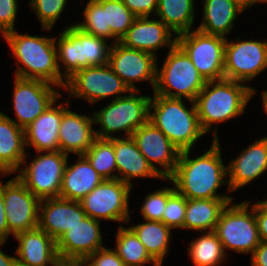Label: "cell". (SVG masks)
Returning a JSON list of instances; mask_svg holds the SVG:
<instances>
[{"mask_svg": "<svg viewBox=\"0 0 267 266\" xmlns=\"http://www.w3.org/2000/svg\"><path fill=\"white\" fill-rule=\"evenodd\" d=\"M214 130L210 149L195 159H189L190 150L181 151L173 174L166 179L171 180L175 190L186 199L232 198L216 194L224 184L227 167L223 164L219 138Z\"/></svg>", "mask_w": 267, "mask_h": 266, "instance_id": "obj_1", "label": "cell"}, {"mask_svg": "<svg viewBox=\"0 0 267 266\" xmlns=\"http://www.w3.org/2000/svg\"><path fill=\"white\" fill-rule=\"evenodd\" d=\"M9 44L18 67L15 77L48 82L52 85L65 87L66 82L60 71L57 60V38L22 35L15 30L3 35Z\"/></svg>", "mask_w": 267, "mask_h": 266, "instance_id": "obj_2", "label": "cell"}, {"mask_svg": "<svg viewBox=\"0 0 267 266\" xmlns=\"http://www.w3.org/2000/svg\"><path fill=\"white\" fill-rule=\"evenodd\" d=\"M241 84L225 78L206 82L194 101L205 133L210 132L213 123H222L244 113L255 89Z\"/></svg>", "mask_w": 267, "mask_h": 266, "instance_id": "obj_3", "label": "cell"}, {"mask_svg": "<svg viewBox=\"0 0 267 266\" xmlns=\"http://www.w3.org/2000/svg\"><path fill=\"white\" fill-rule=\"evenodd\" d=\"M188 110L182 98L154 94L149 106V121L161 130L180 151L191 150L205 134L201 128L195 102ZM154 110L152 113L151 110Z\"/></svg>", "mask_w": 267, "mask_h": 266, "instance_id": "obj_4", "label": "cell"}, {"mask_svg": "<svg viewBox=\"0 0 267 266\" xmlns=\"http://www.w3.org/2000/svg\"><path fill=\"white\" fill-rule=\"evenodd\" d=\"M206 82L187 53L176 43L170 48L160 72L157 66L154 94L170 98L184 96L192 102ZM172 89L176 92H171Z\"/></svg>", "mask_w": 267, "mask_h": 266, "instance_id": "obj_5", "label": "cell"}, {"mask_svg": "<svg viewBox=\"0 0 267 266\" xmlns=\"http://www.w3.org/2000/svg\"><path fill=\"white\" fill-rule=\"evenodd\" d=\"M139 91H130L127 96L116 98L100 112H94V123L101 125L100 131L95 130L96 138L111 139L115 131L125 132V137H132L133 133L149 121V106L151 97L136 96Z\"/></svg>", "mask_w": 267, "mask_h": 266, "instance_id": "obj_6", "label": "cell"}, {"mask_svg": "<svg viewBox=\"0 0 267 266\" xmlns=\"http://www.w3.org/2000/svg\"><path fill=\"white\" fill-rule=\"evenodd\" d=\"M249 202L225 207L217 222L214 233L225 248L239 253H252L260 244L254 205L248 211Z\"/></svg>", "mask_w": 267, "mask_h": 266, "instance_id": "obj_7", "label": "cell"}, {"mask_svg": "<svg viewBox=\"0 0 267 266\" xmlns=\"http://www.w3.org/2000/svg\"><path fill=\"white\" fill-rule=\"evenodd\" d=\"M176 40L206 81L224 79L226 37L196 29L176 36Z\"/></svg>", "mask_w": 267, "mask_h": 266, "instance_id": "obj_8", "label": "cell"}, {"mask_svg": "<svg viewBox=\"0 0 267 266\" xmlns=\"http://www.w3.org/2000/svg\"><path fill=\"white\" fill-rule=\"evenodd\" d=\"M68 155L61 151H47L37 155L32 163L19 169L17 177L40 200L60 197L62 178Z\"/></svg>", "mask_w": 267, "mask_h": 266, "instance_id": "obj_9", "label": "cell"}, {"mask_svg": "<svg viewBox=\"0 0 267 266\" xmlns=\"http://www.w3.org/2000/svg\"><path fill=\"white\" fill-rule=\"evenodd\" d=\"M133 185L119 179H105L80 204L88 217L112 221L128 222L129 193Z\"/></svg>", "mask_w": 267, "mask_h": 266, "instance_id": "obj_10", "label": "cell"}, {"mask_svg": "<svg viewBox=\"0 0 267 266\" xmlns=\"http://www.w3.org/2000/svg\"><path fill=\"white\" fill-rule=\"evenodd\" d=\"M66 81L68 96L84 98L92 105L111 95L131 91L108 64L82 68Z\"/></svg>", "mask_w": 267, "mask_h": 266, "instance_id": "obj_11", "label": "cell"}, {"mask_svg": "<svg viewBox=\"0 0 267 266\" xmlns=\"http://www.w3.org/2000/svg\"><path fill=\"white\" fill-rule=\"evenodd\" d=\"M0 189L3 192L9 235L37 228L41 200L17 176L6 184L0 181Z\"/></svg>", "mask_w": 267, "mask_h": 266, "instance_id": "obj_12", "label": "cell"}, {"mask_svg": "<svg viewBox=\"0 0 267 266\" xmlns=\"http://www.w3.org/2000/svg\"><path fill=\"white\" fill-rule=\"evenodd\" d=\"M267 68V41L228 42L224 55V78L247 82Z\"/></svg>", "mask_w": 267, "mask_h": 266, "instance_id": "obj_13", "label": "cell"}, {"mask_svg": "<svg viewBox=\"0 0 267 266\" xmlns=\"http://www.w3.org/2000/svg\"><path fill=\"white\" fill-rule=\"evenodd\" d=\"M13 105L19 127L25 129L53 102L60 97V92L53 89L55 85L34 79L15 77Z\"/></svg>", "mask_w": 267, "mask_h": 266, "instance_id": "obj_14", "label": "cell"}, {"mask_svg": "<svg viewBox=\"0 0 267 266\" xmlns=\"http://www.w3.org/2000/svg\"><path fill=\"white\" fill-rule=\"evenodd\" d=\"M108 65L131 91L139 89L134 82L150 80L155 88L157 60L156 56L137 49H131L119 41L111 45Z\"/></svg>", "mask_w": 267, "mask_h": 266, "instance_id": "obj_15", "label": "cell"}, {"mask_svg": "<svg viewBox=\"0 0 267 266\" xmlns=\"http://www.w3.org/2000/svg\"><path fill=\"white\" fill-rule=\"evenodd\" d=\"M132 138L135 140L139 151L144 155L149 164L163 179H168L174 172L180 156L178 149L168 137L150 121L137 129ZM154 163L164 167L158 169Z\"/></svg>", "mask_w": 267, "mask_h": 266, "instance_id": "obj_16", "label": "cell"}, {"mask_svg": "<svg viewBox=\"0 0 267 266\" xmlns=\"http://www.w3.org/2000/svg\"><path fill=\"white\" fill-rule=\"evenodd\" d=\"M39 210L38 227L56 242L69 228L87 217L79 201L60 197L42 199Z\"/></svg>", "mask_w": 267, "mask_h": 266, "instance_id": "obj_17", "label": "cell"}, {"mask_svg": "<svg viewBox=\"0 0 267 266\" xmlns=\"http://www.w3.org/2000/svg\"><path fill=\"white\" fill-rule=\"evenodd\" d=\"M99 224V220L87 216L69 228L57 241L58 256L86 260L95 251L104 248Z\"/></svg>", "mask_w": 267, "mask_h": 266, "instance_id": "obj_18", "label": "cell"}, {"mask_svg": "<svg viewBox=\"0 0 267 266\" xmlns=\"http://www.w3.org/2000/svg\"><path fill=\"white\" fill-rule=\"evenodd\" d=\"M148 18L136 17L119 42L128 48L145 51L156 56L154 51L162 46L172 48L177 40L176 37L171 40L173 33L161 20Z\"/></svg>", "mask_w": 267, "mask_h": 266, "instance_id": "obj_19", "label": "cell"}, {"mask_svg": "<svg viewBox=\"0 0 267 266\" xmlns=\"http://www.w3.org/2000/svg\"><path fill=\"white\" fill-rule=\"evenodd\" d=\"M267 170V137L255 141L227 166L228 191L250 183Z\"/></svg>", "mask_w": 267, "mask_h": 266, "instance_id": "obj_20", "label": "cell"}, {"mask_svg": "<svg viewBox=\"0 0 267 266\" xmlns=\"http://www.w3.org/2000/svg\"><path fill=\"white\" fill-rule=\"evenodd\" d=\"M93 115H79L63 107L62 121L59 128V146L64 154L84 155L96 139L92 128Z\"/></svg>", "mask_w": 267, "mask_h": 266, "instance_id": "obj_21", "label": "cell"}, {"mask_svg": "<svg viewBox=\"0 0 267 266\" xmlns=\"http://www.w3.org/2000/svg\"><path fill=\"white\" fill-rule=\"evenodd\" d=\"M53 102L39 115L25 131V145L34 146L37 153L60 151L59 128L62 121L63 106Z\"/></svg>", "mask_w": 267, "mask_h": 266, "instance_id": "obj_22", "label": "cell"}, {"mask_svg": "<svg viewBox=\"0 0 267 266\" xmlns=\"http://www.w3.org/2000/svg\"><path fill=\"white\" fill-rule=\"evenodd\" d=\"M19 241L17 262L25 266H47L58 256L57 242L39 227L14 235Z\"/></svg>", "mask_w": 267, "mask_h": 266, "instance_id": "obj_23", "label": "cell"}, {"mask_svg": "<svg viewBox=\"0 0 267 266\" xmlns=\"http://www.w3.org/2000/svg\"><path fill=\"white\" fill-rule=\"evenodd\" d=\"M25 131L0 111V172L11 174L24 164Z\"/></svg>", "mask_w": 267, "mask_h": 266, "instance_id": "obj_24", "label": "cell"}, {"mask_svg": "<svg viewBox=\"0 0 267 266\" xmlns=\"http://www.w3.org/2000/svg\"><path fill=\"white\" fill-rule=\"evenodd\" d=\"M125 138V139H124ZM114 137V151L119 180L132 185L131 178L136 177H163L149 164L144 155L139 151L132 137Z\"/></svg>", "mask_w": 267, "mask_h": 266, "instance_id": "obj_25", "label": "cell"}, {"mask_svg": "<svg viewBox=\"0 0 267 266\" xmlns=\"http://www.w3.org/2000/svg\"><path fill=\"white\" fill-rule=\"evenodd\" d=\"M78 162L68 167L66 163L62 178L60 198L81 201L104 179L91 166L84 155H79Z\"/></svg>", "mask_w": 267, "mask_h": 266, "instance_id": "obj_26", "label": "cell"}, {"mask_svg": "<svg viewBox=\"0 0 267 266\" xmlns=\"http://www.w3.org/2000/svg\"><path fill=\"white\" fill-rule=\"evenodd\" d=\"M231 201L232 198L186 199L183 228L213 232L222 211Z\"/></svg>", "mask_w": 267, "mask_h": 266, "instance_id": "obj_27", "label": "cell"}, {"mask_svg": "<svg viewBox=\"0 0 267 266\" xmlns=\"http://www.w3.org/2000/svg\"><path fill=\"white\" fill-rule=\"evenodd\" d=\"M203 22L197 28L209 35H217L224 37L225 34H229L231 28L234 25L237 14L243 10L230 0H204Z\"/></svg>", "mask_w": 267, "mask_h": 266, "instance_id": "obj_28", "label": "cell"}, {"mask_svg": "<svg viewBox=\"0 0 267 266\" xmlns=\"http://www.w3.org/2000/svg\"><path fill=\"white\" fill-rule=\"evenodd\" d=\"M143 243L150 257L162 266L163 258L168 252L171 228L161 221H148L129 227Z\"/></svg>", "mask_w": 267, "mask_h": 266, "instance_id": "obj_29", "label": "cell"}, {"mask_svg": "<svg viewBox=\"0 0 267 266\" xmlns=\"http://www.w3.org/2000/svg\"><path fill=\"white\" fill-rule=\"evenodd\" d=\"M194 12V0L157 1L156 15L177 36L191 30Z\"/></svg>", "mask_w": 267, "mask_h": 266, "instance_id": "obj_30", "label": "cell"}, {"mask_svg": "<svg viewBox=\"0 0 267 266\" xmlns=\"http://www.w3.org/2000/svg\"><path fill=\"white\" fill-rule=\"evenodd\" d=\"M116 237L117 244L114 251L126 266H143L146 263L159 266L129 227L124 228L120 225Z\"/></svg>", "mask_w": 267, "mask_h": 266, "instance_id": "obj_31", "label": "cell"}, {"mask_svg": "<svg viewBox=\"0 0 267 266\" xmlns=\"http://www.w3.org/2000/svg\"><path fill=\"white\" fill-rule=\"evenodd\" d=\"M203 236L190 243L189 256L195 266H218L225 260L223 245L214 232H203Z\"/></svg>", "mask_w": 267, "mask_h": 266, "instance_id": "obj_32", "label": "cell"}, {"mask_svg": "<svg viewBox=\"0 0 267 266\" xmlns=\"http://www.w3.org/2000/svg\"><path fill=\"white\" fill-rule=\"evenodd\" d=\"M84 156L104 180L118 179V175L115 173L111 174L112 171L117 169L114 151V137L111 139L96 138Z\"/></svg>", "mask_w": 267, "mask_h": 266, "instance_id": "obj_33", "label": "cell"}, {"mask_svg": "<svg viewBox=\"0 0 267 266\" xmlns=\"http://www.w3.org/2000/svg\"><path fill=\"white\" fill-rule=\"evenodd\" d=\"M57 41V60L64 64L62 67L66 70L63 74L67 80L76 71L87 67V64L82 58L80 40L68 28L63 30Z\"/></svg>", "mask_w": 267, "mask_h": 266, "instance_id": "obj_34", "label": "cell"}, {"mask_svg": "<svg viewBox=\"0 0 267 266\" xmlns=\"http://www.w3.org/2000/svg\"><path fill=\"white\" fill-rule=\"evenodd\" d=\"M105 11V29H111L113 43L121 40L136 16L121 0H97Z\"/></svg>", "mask_w": 267, "mask_h": 266, "instance_id": "obj_35", "label": "cell"}, {"mask_svg": "<svg viewBox=\"0 0 267 266\" xmlns=\"http://www.w3.org/2000/svg\"><path fill=\"white\" fill-rule=\"evenodd\" d=\"M67 28L80 40L82 58L87 67L108 64L111 46L107 45V39L87 34L75 25Z\"/></svg>", "mask_w": 267, "mask_h": 266, "instance_id": "obj_36", "label": "cell"}, {"mask_svg": "<svg viewBox=\"0 0 267 266\" xmlns=\"http://www.w3.org/2000/svg\"><path fill=\"white\" fill-rule=\"evenodd\" d=\"M83 13L85 20L76 27L93 36L111 38V29H105V11L97 0H89Z\"/></svg>", "mask_w": 267, "mask_h": 266, "instance_id": "obj_37", "label": "cell"}, {"mask_svg": "<svg viewBox=\"0 0 267 266\" xmlns=\"http://www.w3.org/2000/svg\"><path fill=\"white\" fill-rule=\"evenodd\" d=\"M67 0H31L30 7L39 18L44 30H51L60 14L64 11Z\"/></svg>", "mask_w": 267, "mask_h": 266, "instance_id": "obj_38", "label": "cell"}, {"mask_svg": "<svg viewBox=\"0 0 267 266\" xmlns=\"http://www.w3.org/2000/svg\"><path fill=\"white\" fill-rule=\"evenodd\" d=\"M174 191L175 188H163L148 194L141 207V213L144 219L146 221H162L167 199Z\"/></svg>", "mask_w": 267, "mask_h": 266, "instance_id": "obj_39", "label": "cell"}, {"mask_svg": "<svg viewBox=\"0 0 267 266\" xmlns=\"http://www.w3.org/2000/svg\"><path fill=\"white\" fill-rule=\"evenodd\" d=\"M186 198L176 190L168 197L162 221L169 228H183Z\"/></svg>", "mask_w": 267, "mask_h": 266, "instance_id": "obj_40", "label": "cell"}, {"mask_svg": "<svg viewBox=\"0 0 267 266\" xmlns=\"http://www.w3.org/2000/svg\"><path fill=\"white\" fill-rule=\"evenodd\" d=\"M85 262L89 266H126L114 250L105 247L95 251Z\"/></svg>", "mask_w": 267, "mask_h": 266, "instance_id": "obj_41", "label": "cell"}, {"mask_svg": "<svg viewBox=\"0 0 267 266\" xmlns=\"http://www.w3.org/2000/svg\"><path fill=\"white\" fill-rule=\"evenodd\" d=\"M17 5V0H0V31L2 35L14 30Z\"/></svg>", "mask_w": 267, "mask_h": 266, "instance_id": "obj_42", "label": "cell"}, {"mask_svg": "<svg viewBox=\"0 0 267 266\" xmlns=\"http://www.w3.org/2000/svg\"><path fill=\"white\" fill-rule=\"evenodd\" d=\"M136 17H149L156 14L158 0H121Z\"/></svg>", "mask_w": 267, "mask_h": 266, "instance_id": "obj_43", "label": "cell"}, {"mask_svg": "<svg viewBox=\"0 0 267 266\" xmlns=\"http://www.w3.org/2000/svg\"><path fill=\"white\" fill-rule=\"evenodd\" d=\"M260 241L267 242V208L261 203L254 204Z\"/></svg>", "mask_w": 267, "mask_h": 266, "instance_id": "obj_44", "label": "cell"}, {"mask_svg": "<svg viewBox=\"0 0 267 266\" xmlns=\"http://www.w3.org/2000/svg\"><path fill=\"white\" fill-rule=\"evenodd\" d=\"M251 257V266H267V242L260 241Z\"/></svg>", "mask_w": 267, "mask_h": 266, "instance_id": "obj_45", "label": "cell"}, {"mask_svg": "<svg viewBox=\"0 0 267 266\" xmlns=\"http://www.w3.org/2000/svg\"><path fill=\"white\" fill-rule=\"evenodd\" d=\"M9 236L3 192L0 189V242H5Z\"/></svg>", "mask_w": 267, "mask_h": 266, "instance_id": "obj_46", "label": "cell"}, {"mask_svg": "<svg viewBox=\"0 0 267 266\" xmlns=\"http://www.w3.org/2000/svg\"><path fill=\"white\" fill-rule=\"evenodd\" d=\"M51 266H85V260L58 257Z\"/></svg>", "mask_w": 267, "mask_h": 266, "instance_id": "obj_47", "label": "cell"}, {"mask_svg": "<svg viewBox=\"0 0 267 266\" xmlns=\"http://www.w3.org/2000/svg\"><path fill=\"white\" fill-rule=\"evenodd\" d=\"M5 242H0L3 245ZM17 257L8 256L0 250V266H15Z\"/></svg>", "mask_w": 267, "mask_h": 266, "instance_id": "obj_48", "label": "cell"}, {"mask_svg": "<svg viewBox=\"0 0 267 266\" xmlns=\"http://www.w3.org/2000/svg\"><path fill=\"white\" fill-rule=\"evenodd\" d=\"M243 11L252 5V0H230Z\"/></svg>", "mask_w": 267, "mask_h": 266, "instance_id": "obj_49", "label": "cell"}, {"mask_svg": "<svg viewBox=\"0 0 267 266\" xmlns=\"http://www.w3.org/2000/svg\"><path fill=\"white\" fill-rule=\"evenodd\" d=\"M261 98H262V100H263L264 111L267 113V91L263 92Z\"/></svg>", "mask_w": 267, "mask_h": 266, "instance_id": "obj_50", "label": "cell"}, {"mask_svg": "<svg viewBox=\"0 0 267 266\" xmlns=\"http://www.w3.org/2000/svg\"><path fill=\"white\" fill-rule=\"evenodd\" d=\"M256 2H263V3H265V2H267V0H252V5L254 4V3H256Z\"/></svg>", "mask_w": 267, "mask_h": 266, "instance_id": "obj_51", "label": "cell"}, {"mask_svg": "<svg viewBox=\"0 0 267 266\" xmlns=\"http://www.w3.org/2000/svg\"><path fill=\"white\" fill-rule=\"evenodd\" d=\"M261 203L267 208V200L261 201Z\"/></svg>", "mask_w": 267, "mask_h": 266, "instance_id": "obj_52", "label": "cell"}, {"mask_svg": "<svg viewBox=\"0 0 267 266\" xmlns=\"http://www.w3.org/2000/svg\"><path fill=\"white\" fill-rule=\"evenodd\" d=\"M15 266H25V265H22V264L17 262Z\"/></svg>", "mask_w": 267, "mask_h": 266, "instance_id": "obj_53", "label": "cell"}]
</instances>
